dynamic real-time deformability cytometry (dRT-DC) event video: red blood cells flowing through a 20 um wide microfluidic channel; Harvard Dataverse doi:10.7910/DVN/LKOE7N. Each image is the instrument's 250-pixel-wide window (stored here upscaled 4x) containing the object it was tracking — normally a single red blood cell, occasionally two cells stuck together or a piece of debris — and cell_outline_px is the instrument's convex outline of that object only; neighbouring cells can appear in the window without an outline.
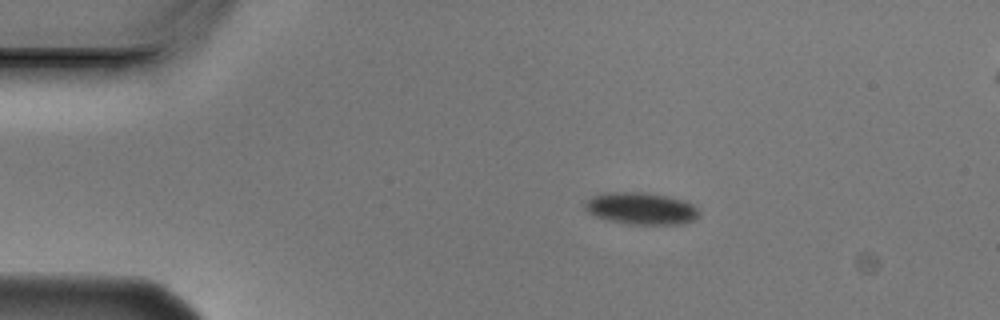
{"species": "Egyptian fruit bat (a non-hibernating species)", "species_latin": "Rousettus aegyptiacus", "temperature_condition": "cold", "stored_images_in_passage": 4, "camera_frame_rate_fps": 3000, "um_per_image_px": 0.085, "animal": {"sex": "male"}, "frame": {"image": 1, "passage_image": 3, "time_ms": 0.667, "image_size_px": [1000, 320], "cell_outline_px": [[700, 212], [692, 220], [676, 224], [632, 224], [612, 220], [596, 216], [588, 212], [584, 208], [584, 200], [592, 196], [604, 192], [644, 192], [668, 196], [692, 204]], "centroid_in_image_um": [54.43, 17.69], "position_along_channel_um": 30.6, "area_um2": 20.98}}